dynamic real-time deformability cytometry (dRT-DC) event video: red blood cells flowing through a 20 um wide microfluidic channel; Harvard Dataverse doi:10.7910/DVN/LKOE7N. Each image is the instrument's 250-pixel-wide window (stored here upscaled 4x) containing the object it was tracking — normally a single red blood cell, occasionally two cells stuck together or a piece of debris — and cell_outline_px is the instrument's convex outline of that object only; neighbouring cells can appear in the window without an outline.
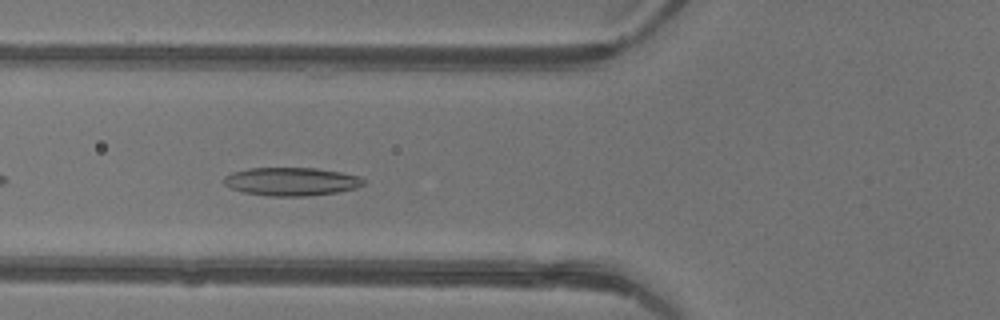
{"species": "common noctule bat (a hibernating species)", "species_latin": "Nyctalus noctula", "temperature_condition": "warm", "stored_images_in_passage": 30, "camera_frame_rate_fps": 3000, "um_per_image_px": 0.085, "animal": {"sex": "female"}, "frame": {"image": 1, "passage_image": 4, "time_ms": 1.0, "image_size_px": [1000, 320], "cell_outline_px": [[364, 184], [356, 188], [336, 192], [308, 196], [268, 196], [244, 192], [228, 188], [224, 184], [224, 176], [232, 172], [248, 168], [316, 168], [340, 172], [360, 176], [364, 180]], "centroid_in_image_um": [24.74, 15.43], "position_along_channel_um": 101.1, "area_um2": 23.06}}
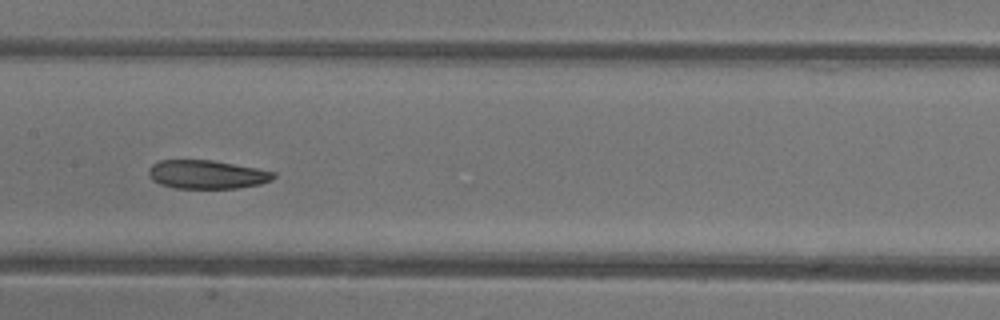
{"frame": {"image": 2, "passage_image": 10, "time_ms": 3.0, "image_size_px": [1000, 320], "cell_outline_px": [[276, 176], [272, 180], [260, 184], [236, 188], [176, 188], [160, 184], [152, 180], [148, 172], [148, 168], [152, 164], [160, 160], [212, 160], [256, 168], [276, 172]], "centroid_in_image_um": [17.58, 14.83], "position_along_channel_um": 189.8, "area_um2": 20.81}}
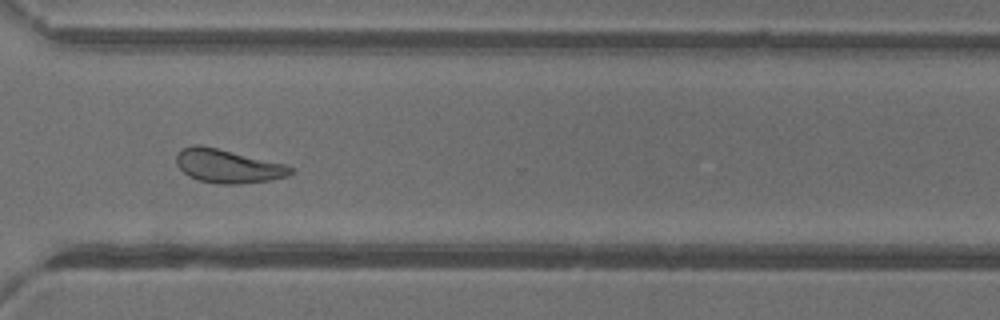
{"frame": {"image": 3, "passage_image": 21, "time_ms": 6.667, "image_size_px": [1000, 320], "cell_outline_px": [[292, 172], [288, 176], [272, 180], [240, 184], [220, 184], [200, 180], [188, 176], [176, 164], [176, 152], [192, 144], [200, 144], [288, 164], [292, 168]], "centroid_in_image_um": [19.38, 14.11], "position_along_channel_um": 351.2, "area_um2": 22.6}, "authors_computed_cell_mechanics": {"area_um2": 22.0218, "velocity_mm_per_s": 4.4053, "shape_relaxation_time_tau1_ms": 8.2286, "shape_relaxation_time_tau2_ms": 4.696, "deformation_change_tau1": 0.1904, "deformation_change_tau2": 0.1267}}